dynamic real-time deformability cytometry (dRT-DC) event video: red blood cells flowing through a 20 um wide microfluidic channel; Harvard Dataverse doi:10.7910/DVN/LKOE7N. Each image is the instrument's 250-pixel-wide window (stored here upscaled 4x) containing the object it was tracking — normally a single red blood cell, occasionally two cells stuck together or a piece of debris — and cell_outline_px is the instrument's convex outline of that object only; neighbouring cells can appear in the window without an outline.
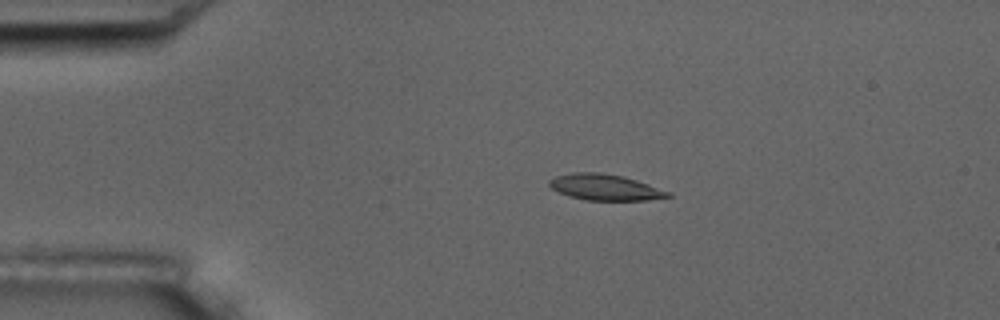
{"species": "common noctule bat (a hibernating species)", "species_latin": "Nyctalus noctula", "temperature_condition": "room temperature", "stored_images_in_passage": 7, "camera_frame_rate_fps": 3000, "um_per_image_px": 0.085, "animal": {"sex": "male", "body_mass_g": 17.5, "forearm_length_mm": 52.3}, "frame": {"image": 1, "passage_image": 3, "time_ms": 2.333, "image_size_px": [1000, 320], "cell_outline_px": [[672, 196], [648, 200], [588, 200], [568, 196], [552, 188], [548, 184], [548, 180], [556, 176], [572, 172], [600, 172], [624, 176], [672, 192]], "centroid_in_image_um": [51.44, 15.91], "position_along_channel_um": 33.6, "area_um2": 18.03}}
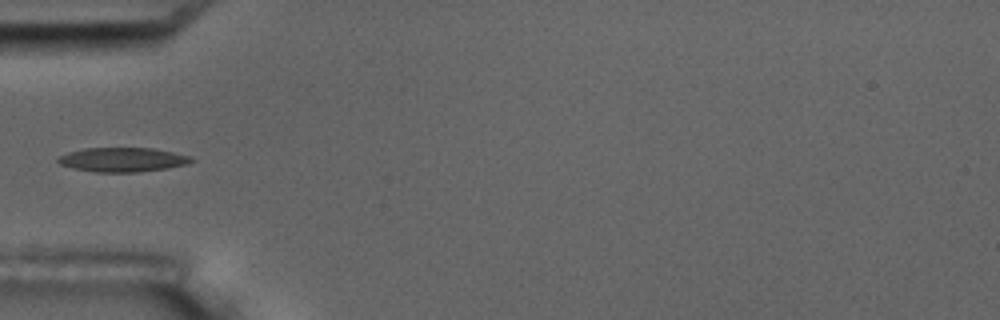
{"frame": {"image": 2, "passage_image": 5, "time_ms": 4.667, "image_size_px": [1000, 320], "cell_outline_px": [[196, 160], [188, 164], [168, 168], [140, 172], [96, 172], [72, 168], [60, 164], [56, 160], [60, 156], [68, 152], [84, 148], [152, 148], [192, 156]], "centroid_in_image_um": [10.45, 13.57], "position_along_channel_um": 74.5, "area_um2": 18.96}}